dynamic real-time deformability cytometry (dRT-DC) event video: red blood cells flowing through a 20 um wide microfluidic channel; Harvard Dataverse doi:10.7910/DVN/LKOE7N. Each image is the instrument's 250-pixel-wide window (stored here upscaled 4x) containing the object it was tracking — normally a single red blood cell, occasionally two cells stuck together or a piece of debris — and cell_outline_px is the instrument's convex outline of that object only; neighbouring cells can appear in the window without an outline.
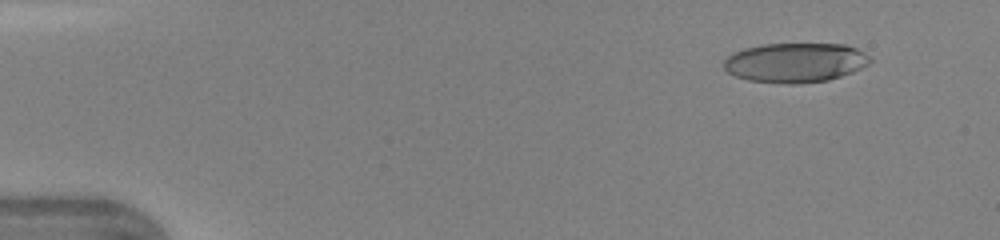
{"species": "human", "species_latin": "Homo sapiens", "temperature_condition": "warm", "stored_images_in_passage": 13, "camera_frame_rate_fps": 3000, "um_per_image_px": 0.085, "donor": {"sex": "female"}, "frame": {"image": 1, "passage_image": 4, "time_ms": 1.0, "image_size_px": [1000, 240], "cell_outline_px": [[872, 60], [868, 64], [852, 72], [828, 80], [800, 84], [788, 84], [748, 80], [736, 76], [728, 72], [724, 68], [724, 60], [732, 52], [744, 48], [760, 44], [844, 44], [856, 48], [864, 52]], "centroid_in_image_um": [67.58, 5.32], "position_along_channel_um": 17.4, "area_um2": 33.76}}